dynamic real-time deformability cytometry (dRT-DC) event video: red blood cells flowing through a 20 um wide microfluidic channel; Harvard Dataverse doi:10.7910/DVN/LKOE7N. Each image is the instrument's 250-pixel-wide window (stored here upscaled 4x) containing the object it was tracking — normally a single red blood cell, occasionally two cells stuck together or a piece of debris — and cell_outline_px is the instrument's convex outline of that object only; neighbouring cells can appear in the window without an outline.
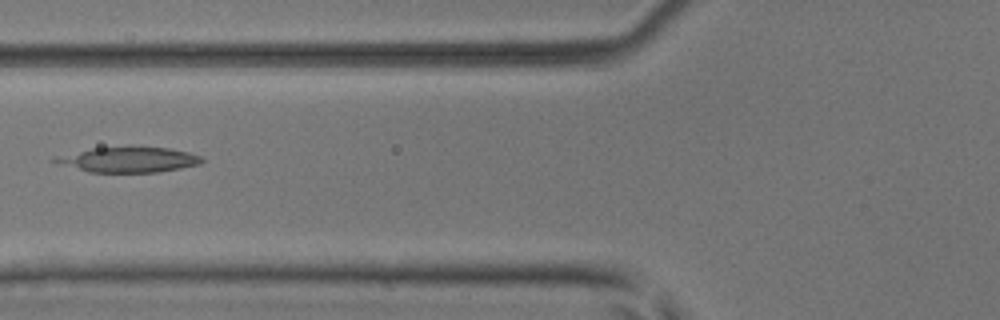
{"species": "common noctule bat (a hibernating species)", "species_latin": "Nyctalus noctula", "temperature_condition": "room temperature", "stored_images_in_passage": 4, "camera_frame_rate_fps": 3000, "um_per_image_px": 0.085, "animal": {"sex": "male", "body_mass_g": 17.9, "forearm_length_mm": 54.2}, "frame": {"image": 1, "passage_image": 3, "time_ms": 0.667, "image_size_px": [1000, 320], "cell_outline_px": [[204, 160], [200, 164], [160, 172], [88, 172], [52, 160], [52, 156], [92, 148], [128, 144], [168, 148], [188, 152], [200, 156]], "centroid_in_image_um": [10.93, 13.53], "position_along_channel_um": 114.9, "area_um2": 22.2}}
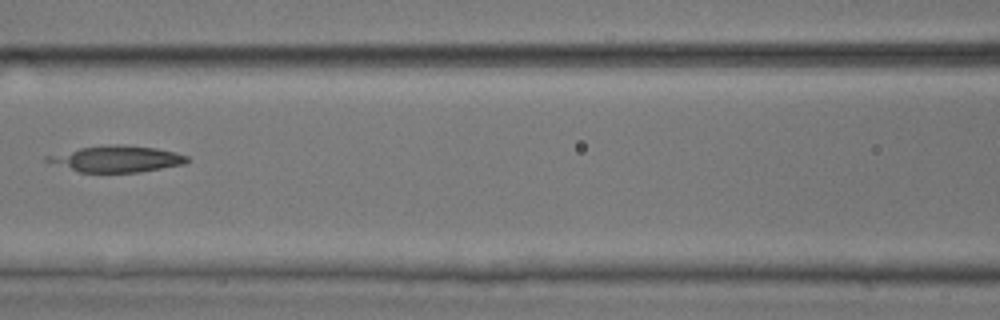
{"frame": {"image": 2, "passage_image": 4, "time_ms": 1.0, "image_size_px": [1000, 320], "cell_outline_px": [[192, 160], [184, 164], [140, 172], [80, 172], [44, 160], [44, 156], [80, 148], [116, 144], [156, 148], [176, 152], [188, 156]], "centroid_in_image_um": [9.97, 13.51], "position_along_channel_um": 156.6, "area_um2": 21.21}}